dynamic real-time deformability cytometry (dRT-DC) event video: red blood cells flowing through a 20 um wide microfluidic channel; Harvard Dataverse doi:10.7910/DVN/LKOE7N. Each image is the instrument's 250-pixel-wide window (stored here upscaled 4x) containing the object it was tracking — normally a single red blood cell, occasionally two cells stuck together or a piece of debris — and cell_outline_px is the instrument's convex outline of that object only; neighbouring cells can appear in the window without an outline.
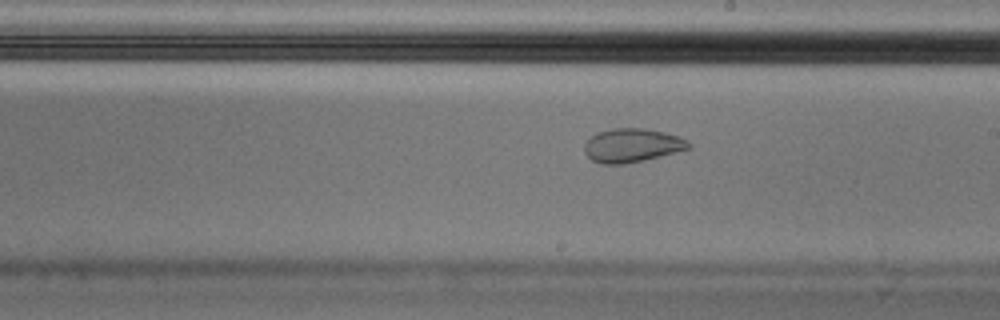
{"species": "Egyptian fruit bat (a non-hibernating species)", "species_latin": "Rousettus aegyptiacus", "temperature_condition": "cold", "stored_images_in_passage": 37, "camera_frame_rate_fps": 3000, "um_per_image_px": 0.085, "animal": {"sex": "male"}, "frame": {"image": 1, "passage_image": 32, "time_ms": 10.333, "image_size_px": [1000, 320], "cell_outline_px": [[692, 148], [644, 160], [624, 164], [600, 164], [592, 160], [584, 152], [584, 144], [596, 132], [612, 128], [644, 128], [664, 132], [688, 140], [692, 144]], "centroid_in_image_um": [53.72, 12.36], "position_along_channel_um": 235.3, "area_um2": 20.58}}
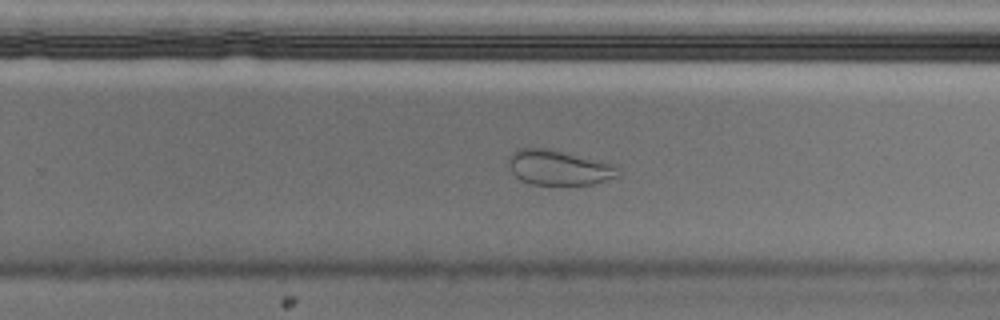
{"frame": {"image": 2, "passage_image": 37, "time_ms": 12.0, "image_size_px": [1000, 320], "cell_outline_px": [[620, 176], [592, 184], [532, 184], [520, 180], [512, 172], [508, 164], [508, 156], [516, 148], [548, 148], [612, 164], [620, 172]], "centroid_in_image_um": [47.44, 14.24], "position_along_channel_um": 282.4, "area_um2": 22.14}}